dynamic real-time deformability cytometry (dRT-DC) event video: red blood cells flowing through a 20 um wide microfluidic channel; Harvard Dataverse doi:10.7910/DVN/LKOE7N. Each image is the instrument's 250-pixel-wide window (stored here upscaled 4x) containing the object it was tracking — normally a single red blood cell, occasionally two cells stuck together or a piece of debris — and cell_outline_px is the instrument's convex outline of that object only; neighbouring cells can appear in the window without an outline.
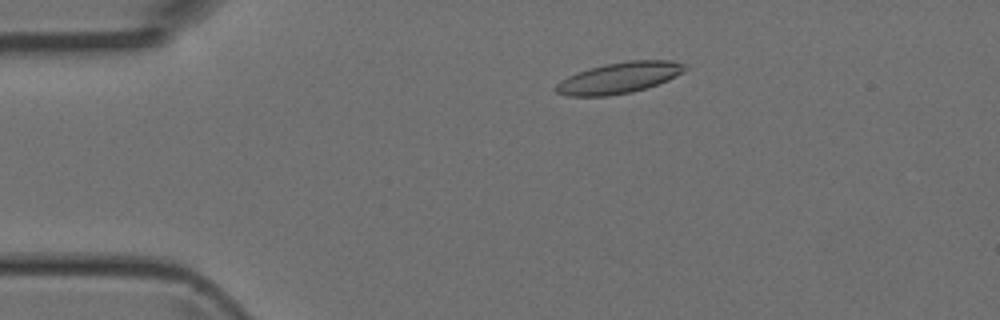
{"species": "Egyptian fruit bat (a non-hibernating species)", "species_latin": "Rousettus aegyptiacus", "temperature_condition": "room temperature", "stored_images_in_passage": 48, "camera_frame_rate_fps": 3000, "um_per_image_px": 0.085, "animal": {"sex": "female"}, "frame": {"image": 1, "passage_image": 9, "time_ms": 2.667, "image_size_px": [1000, 320], "cell_outline_px": [[688, 68], [684, 72], [668, 80], [632, 92], [608, 96], [568, 96], [556, 92], [552, 88], [560, 80], [576, 72], [608, 64], [628, 60], [672, 60], [684, 64]], "centroid_in_image_um": [52.61, 6.62], "position_along_channel_um": 32.4, "area_um2": 23.29}}
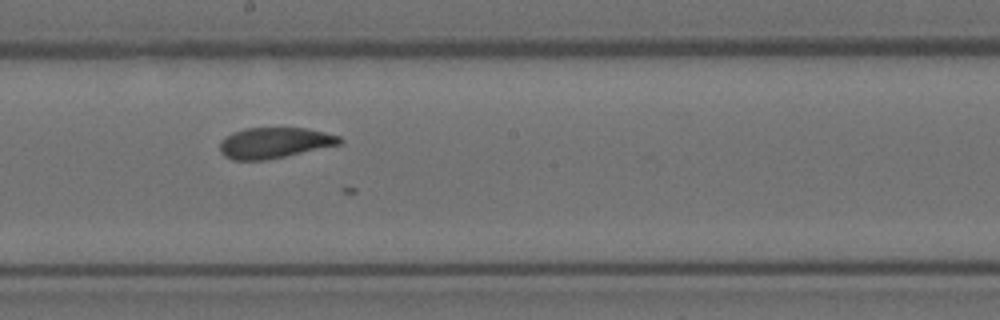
{"frame": {"image": 2, "passage_image": 26, "time_ms": 8.333, "image_size_px": [1000, 320], "cell_outline_px": [[344, 140], [340, 144], [268, 160], [232, 160], [224, 156], [220, 152], [220, 140], [232, 132], [244, 128], [308, 128], [340, 136]], "centroid_in_image_um": [23.3, 12.14], "position_along_channel_um": 224.9, "area_um2": 21.62}}
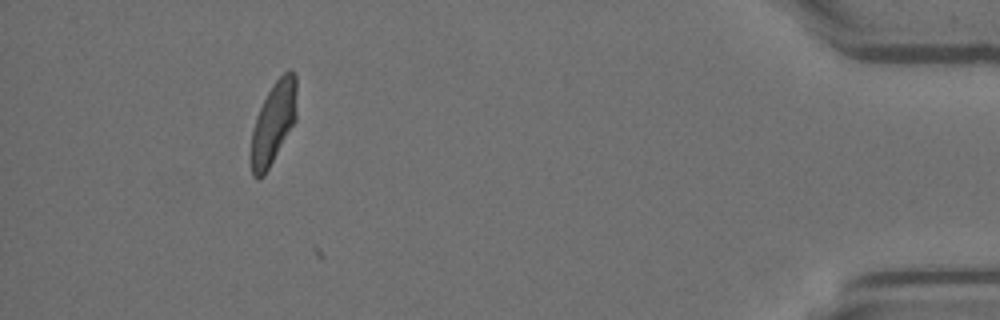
{"frame": {"image": 3, "passage_image": 44, "time_ms": 14.333, "image_size_px": [1000, 320], "cell_outline_px": [[296, 120], [264, 176], [256, 180], [252, 176], [252, 132], [256, 116], [272, 84], [288, 68], [292, 68], [296, 72]], "centroid_in_image_um": [23.27, 10.39], "position_along_channel_um": 411.9, "area_um2": 21.73}}